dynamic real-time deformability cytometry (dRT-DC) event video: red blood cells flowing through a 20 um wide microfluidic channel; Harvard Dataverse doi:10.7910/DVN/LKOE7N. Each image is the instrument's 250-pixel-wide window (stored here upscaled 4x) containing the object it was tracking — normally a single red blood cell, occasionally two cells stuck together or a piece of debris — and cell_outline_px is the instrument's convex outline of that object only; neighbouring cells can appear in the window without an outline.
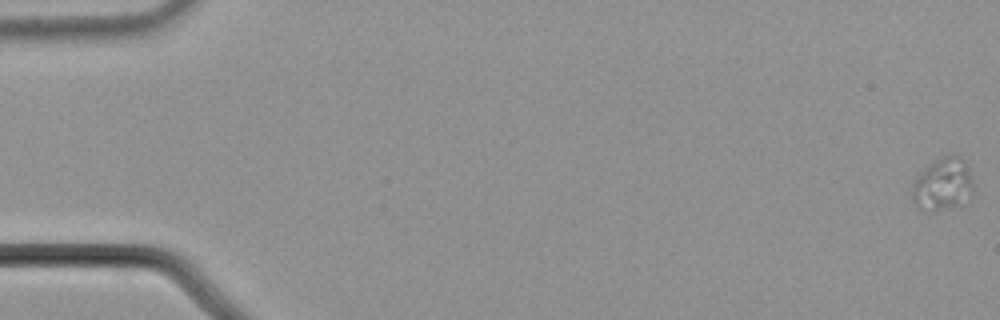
{"species": "common noctule bat (a hibernating species)", "species_latin": "Nyctalus noctula", "temperature_condition": "cold", "stored_images_in_passage": 43, "camera_frame_rate_fps": 3000, "um_per_image_px": 0.085, "animal": {"sex": "male", "body_mass_g": 21.5, "forearm_length_mm": 52.0}, "frame": {"image": 1, "passage_image": 1, "time_ms": 0.0, "image_size_px": [1000, 320], "cell_outline_px": [[972, 188], [956, 204], [924, 212], [916, 204], [912, 196], [912, 184], [916, 176], [928, 164], [940, 156], [948, 152], [960, 156], [964, 160], [968, 168], [972, 180]], "centroid_in_image_um": [80.06, 15.55], "position_along_channel_um": 4.9, "area_um2": 18.15}}